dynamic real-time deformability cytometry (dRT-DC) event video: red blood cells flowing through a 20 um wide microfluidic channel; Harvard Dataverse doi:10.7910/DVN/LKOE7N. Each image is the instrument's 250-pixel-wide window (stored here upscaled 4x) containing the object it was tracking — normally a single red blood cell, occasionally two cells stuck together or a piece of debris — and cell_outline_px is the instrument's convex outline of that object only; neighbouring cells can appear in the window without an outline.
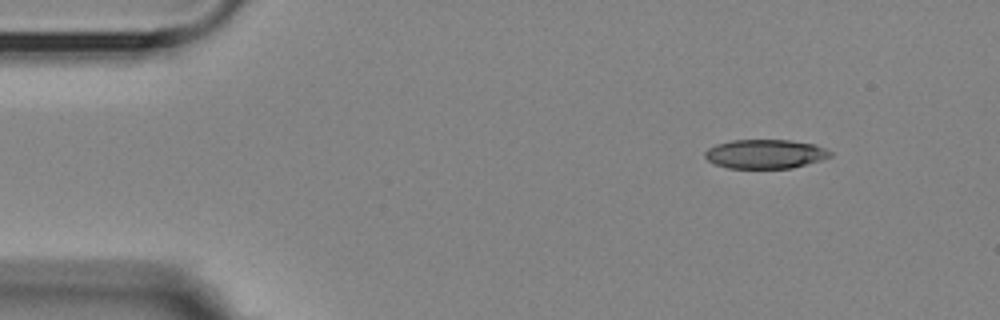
{"species": "Egyptian fruit bat (a non-hibernating species)", "species_latin": "Rousettus aegyptiacus", "temperature_condition": "room temperature", "stored_images_in_passage": 4, "camera_frame_rate_fps": 3000, "um_per_image_px": 0.085, "animal": {"sex": "female"}, "frame": {"image": 1, "passage_image": 1, "time_ms": 0.0, "image_size_px": [1000, 320], "cell_outline_px": [[832, 156], [820, 160], [792, 168], [728, 168], [716, 164], [708, 160], [704, 156], [704, 152], [708, 148], [716, 144], [732, 140], [788, 140], [816, 144], [832, 152]], "centroid_in_image_um": [65.04, 13.08], "position_along_channel_um": 20.0, "area_um2": 21.21}}